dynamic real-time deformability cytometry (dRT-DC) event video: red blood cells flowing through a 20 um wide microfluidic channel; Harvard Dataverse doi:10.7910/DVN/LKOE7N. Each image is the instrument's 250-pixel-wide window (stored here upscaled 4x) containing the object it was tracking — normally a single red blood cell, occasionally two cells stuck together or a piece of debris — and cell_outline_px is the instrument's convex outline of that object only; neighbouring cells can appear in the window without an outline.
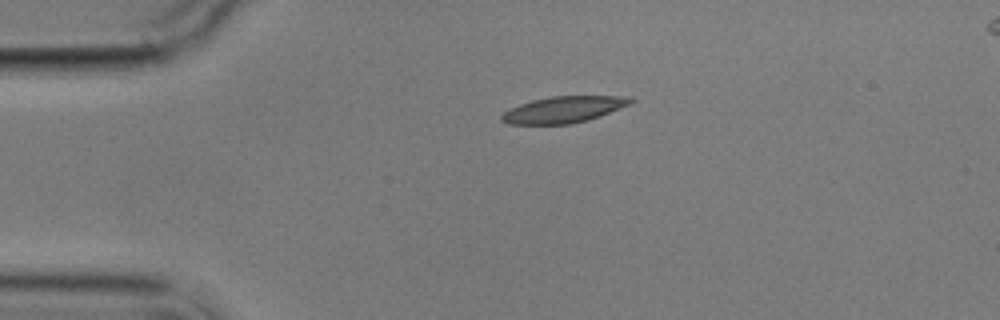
{"species": "common noctule bat (a hibernating species)", "species_latin": "Nyctalus noctula", "temperature_condition": "cold", "stored_images_in_passage": 3, "segment_of_instrument_passage": [1, 2], "camera_frame_rate_fps": 3000, "um_per_image_px": 0.085, "animal": {"sex": "male", "body_mass_g": 17.9}, "frame": {"image": 1, "passage_image": 1, "time_ms": 0.0, "image_size_px": [1000, 320], "cell_outline_px": [[636, 100], [628, 104], [600, 116], [588, 120], [568, 124], [508, 124], [500, 120], [500, 116], [504, 112], [520, 104], [532, 100], [552, 96], [632, 96]], "centroid_in_image_um": [47.9, 9.31], "position_along_channel_um": 37.1, "area_um2": 19.71}}